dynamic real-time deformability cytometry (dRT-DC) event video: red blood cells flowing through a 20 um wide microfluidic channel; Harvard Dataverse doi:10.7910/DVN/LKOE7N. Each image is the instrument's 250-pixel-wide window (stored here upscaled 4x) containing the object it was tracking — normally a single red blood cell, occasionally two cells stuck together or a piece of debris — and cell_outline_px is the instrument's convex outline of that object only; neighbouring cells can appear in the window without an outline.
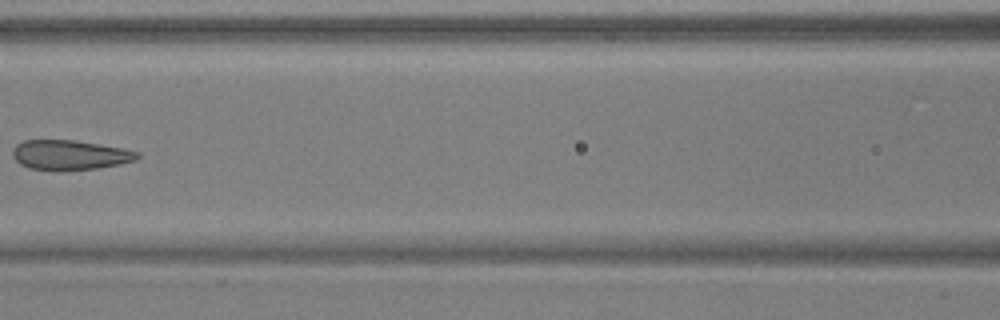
{"species": "common noctule bat (a hibernating species)", "species_latin": "Nyctalus noctula", "temperature_condition": "warm", "stored_images_in_passage": 7, "camera_frame_rate_fps": 3000, "um_per_image_px": 0.085, "animal": {"sex": "male", "body_mass_g": 17.9, "forearm_length_mm": 54.2}, "frame": {"image": 1, "passage_image": 6, "time_ms": 1.667, "image_size_px": [1000, 320], "cell_outline_px": [[140, 156], [136, 160], [120, 164], [96, 168], [52, 172], [28, 168], [20, 164], [12, 156], [12, 152], [16, 144], [24, 140], [72, 140], [124, 148], [140, 152]], "centroid_in_image_um": [5.92, 13.19], "position_along_channel_um": 160.7, "area_um2": 21.96}}
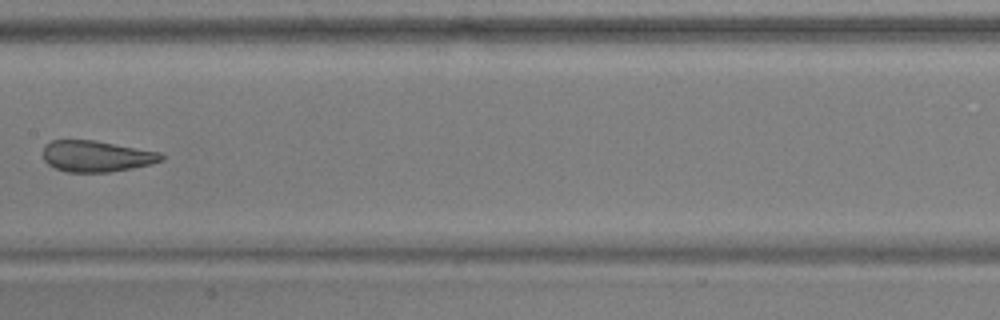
{"frame": {"image": 2, "passage_image": 7, "time_ms": 2.0, "image_size_px": [1000, 320], "cell_outline_px": [[164, 160], [152, 164], [132, 168], [108, 172], [68, 172], [56, 168], [48, 164], [44, 160], [44, 144], [52, 140], [92, 140], [160, 152], [164, 156]], "centroid_in_image_um": [8.2, 13.28], "position_along_channel_um": 199.2, "area_um2": 21.39}}